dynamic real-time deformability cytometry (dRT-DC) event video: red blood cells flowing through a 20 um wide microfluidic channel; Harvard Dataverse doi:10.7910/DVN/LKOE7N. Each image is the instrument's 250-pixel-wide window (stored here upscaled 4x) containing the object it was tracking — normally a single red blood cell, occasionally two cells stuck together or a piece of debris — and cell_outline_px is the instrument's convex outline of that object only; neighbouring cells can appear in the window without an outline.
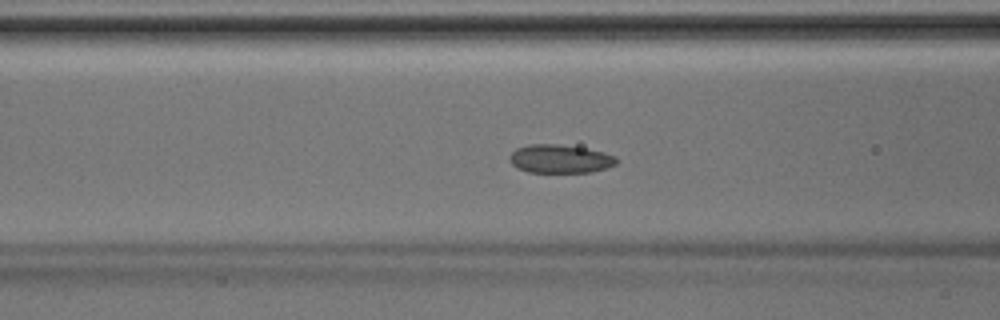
{"species": "Egyptian fruit bat (a non-hibernating species)", "species_latin": "Rousettus aegyptiacus", "temperature_condition": "room temperature", "stored_images_in_passage": 46, "camera_frame_rate_fps": 3000, "um_per_image_px": 0.085, "animal": {"sex": "male"}, "frame": {"image": 1, "passage_image": 18, "time_ms": 5.667, "image_size_px": [1000, 320], "cell_outline_px": [[616, 164], [592, 172], [528, 172], [516, 168], [508, 160], [508, 156], [516, 148], [528, 144], [560, 144], [584, 148], [604, 152], [616, 156]], "centroid_in_image_um": [47.55, 13.5], "position_along_channel_um": 119.0, "area_um2": 17.8}}
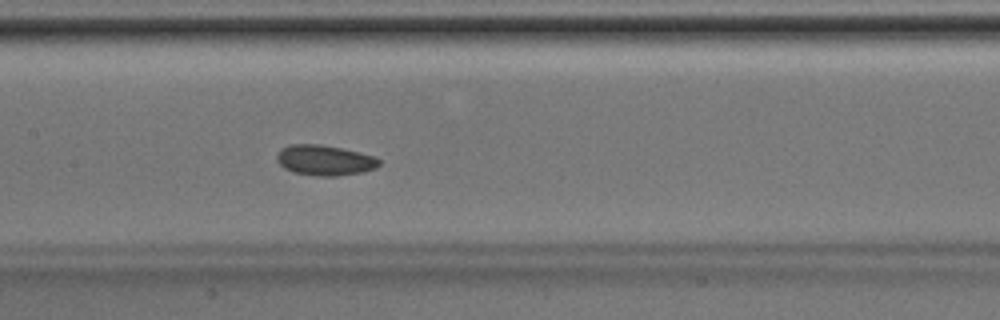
{"frame": {"image": 2, "passage_image": 22, "time_ms": 7.0, "image_size_px": [1000, 320], "cell_outline_px": [[380, 164], [376, 168], [364, 172], [336, 176], [316, 176], [292, 172], [284, 168], [276, 160], [276, 156], [280, 148], [292, 144], [320, 144], [360, 152], [372, 156], [380, 160]], "centroid_in_image_um": [27.58, 13.62], "position_along_channel_um": 179.8, "area_um2": 18.21}}
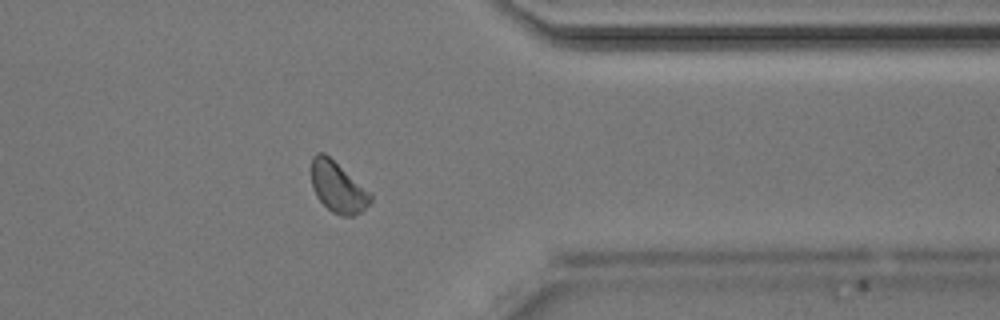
{"frame": {"image": 3, "passage_image": 36, "time_ms": 11.667, "image_size_px": [1000, 320], "cell_outline_px": [[372, 200], [360, 212], [352, 216], [340, 216], [332, 212], [316, 196], [312, 184], [312, 156], [316, 152], [324, 152], [372, 192]], "centroid_in_image_um": [28.73, 15.89], "position_along_channel_um": 382.7, "area_um2": 17.51}}